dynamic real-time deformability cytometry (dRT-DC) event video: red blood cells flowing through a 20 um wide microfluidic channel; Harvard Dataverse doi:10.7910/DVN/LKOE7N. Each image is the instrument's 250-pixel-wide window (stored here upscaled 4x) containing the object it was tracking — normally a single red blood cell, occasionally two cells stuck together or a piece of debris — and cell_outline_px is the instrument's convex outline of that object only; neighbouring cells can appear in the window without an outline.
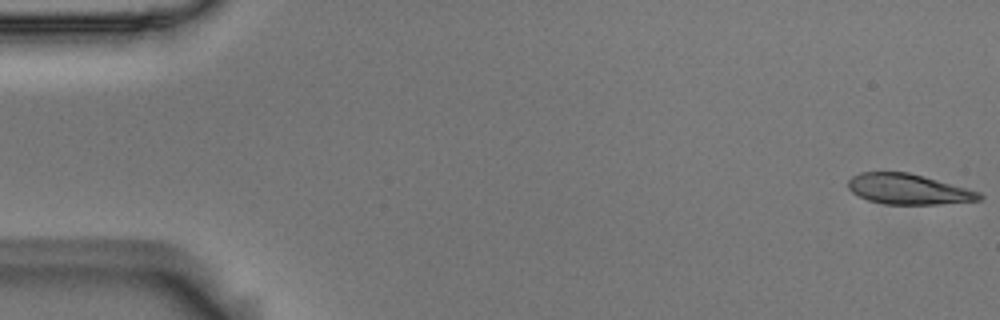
{"species": "Egyptian fruit bat (a non-hibernating species)", "species_latin": "Rousettus aegyptiacus", "temperature_condition": "room temperature", "stored_images_in_passage": 55, "camera_frame_rate_fps": 3000, "um_per_image_px": 0.085, "animal": {"sex": "male"}, "frame": {"image": 1, "passage_image": 1, "time_ms": 0.0, "image_size_px": [1000, 320], "cell_outline_px": [[984, 200], [936, 204], [884, 204], [868, 200], [852, 192], [848, 188], [848, 180], [852, 176], [860, 172], [908, 172], [924, 176], [968, 188], [980, 192], [984, 196]], "centroid_in_image_um": [77.24, 16.08], "position_along_channel_um": 7.8, "area_um2": 23.29}}
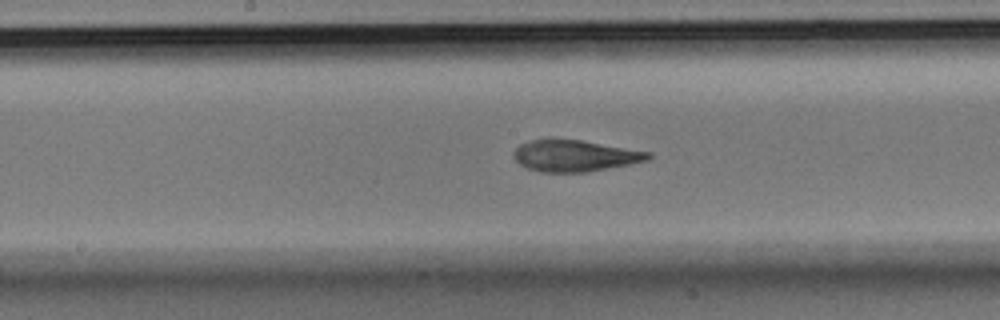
{"frame": {"image": 2, "passage_image": 28, "time_ms": 9.0, "image_size_px": [1000, 320], "cell_outline_px": [[652, 156], [648, 160], [628, 164], [584, 172], [540, 172], [528, 168], [520, 164], [512, 156], [512, 152], [520, 144], [532, 140], [552, 136], [580, 140], [652, 152]], "centroid_in_image_um": [48.8, 13.2], "position_along_channel_um": 199.4, "area_um2": 24.97}}
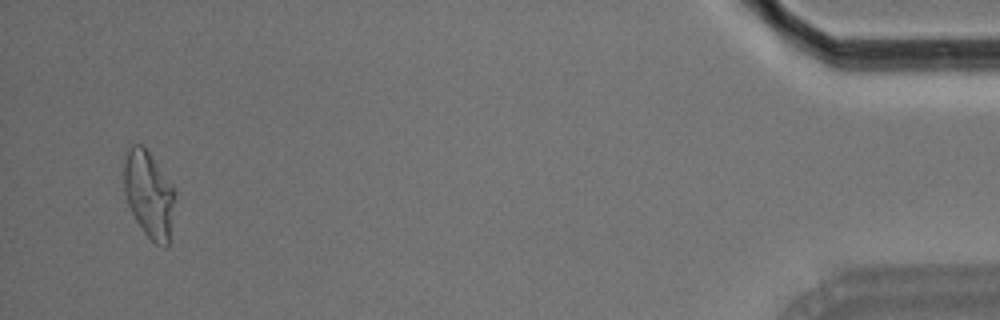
{"frame": {"image": 3, "passage_image": 53, "time_ms": 17.333, "image_size_px": [1000, 320], "cell_outline_px": [[176, 192], [168, 244], [164, 248], [156, 244], [144, 232], [136, 220], [128, 204], [124, 192], [124, 160], [128, 148], [132, 144], [144, 144]], "centroid_in_image_um": [12.64, 16.49], "position_along_channel_um": 422.6, "area_um2": 25.61}, "authors_computed_cell_mechanics": {"area_um2": 24.9118, "velocity_mm_per_s": 3.6517, "shape_relaxation_time_tau1_ms": 7.6831, "shape_relaxation_time_tau2_ms": 1.8426, "deformation_change_tau1": 0.2355, "deformation_change_tau2": 0.067}}